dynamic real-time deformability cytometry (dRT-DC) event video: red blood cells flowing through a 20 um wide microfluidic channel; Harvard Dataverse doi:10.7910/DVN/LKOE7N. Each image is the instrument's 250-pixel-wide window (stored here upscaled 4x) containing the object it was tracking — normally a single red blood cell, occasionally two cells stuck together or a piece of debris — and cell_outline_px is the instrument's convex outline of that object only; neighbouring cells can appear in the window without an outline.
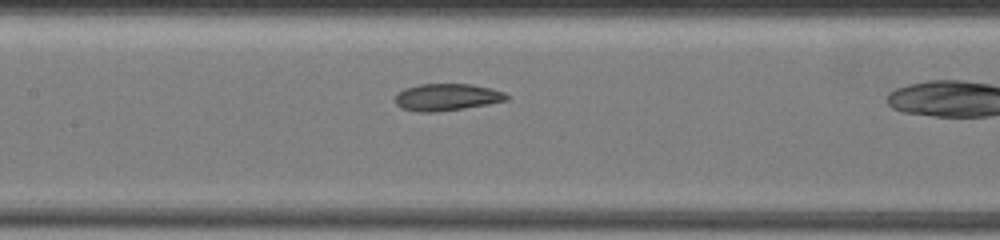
{"species": "common noctule bat (a hibernating species)", "species_latin": "Nyctalus noctula", "temperature_condition": "warm", "stored_images_in_passage": 19, "camera_frame_rate_fps": 3000, "um_per_image_px": 0.085, "animal": {"sex": "female", "body_mass_g": 19.5, "forearm_length_mm": 54.1}, "frame": {"image": 1, "passage_image": 14, "time_ms": 4.333, "image_size_px": [1000, 240], "cell_outline_px": [[508, 100], [488, 104], [464, 108], [432, 112], [420, 112], [404, 108], [396, 104], [396, 92], [404, 88], [420, 84], [472, 84], [492, 88], [504, 92], [508, 96]], "centroid_in_image_um": [37.99, 8.24], "position_along_channel_um": 169.4, "area_um2": 17.46}}